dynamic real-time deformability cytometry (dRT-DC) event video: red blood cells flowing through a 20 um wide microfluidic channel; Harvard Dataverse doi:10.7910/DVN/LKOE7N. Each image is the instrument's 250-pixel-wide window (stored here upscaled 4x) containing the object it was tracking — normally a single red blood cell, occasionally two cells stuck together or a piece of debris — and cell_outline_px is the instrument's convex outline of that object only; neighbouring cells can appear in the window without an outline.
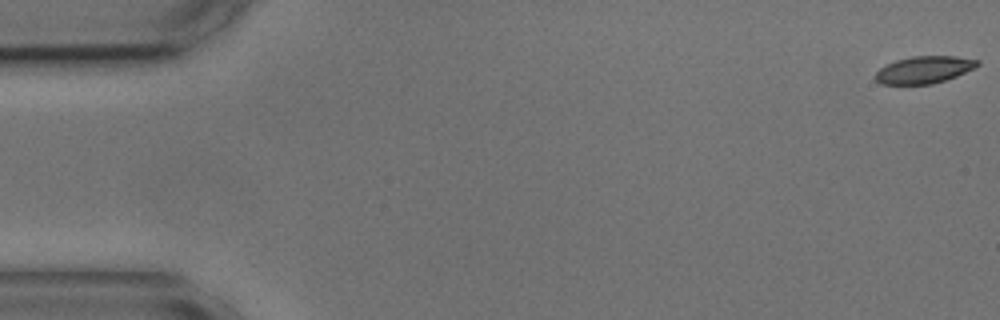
{"species": "common noctule bat (a hibernating species)", "species_latin": "Nyctalus noctula", "temperature_condition": "cold", "stored_images_in_passage": 49, "camera_frame_rate_fps": 3000, "um_per_image_px": 0.085, "animal": {"sex": "male", "body_mass_g": 17.9, "forearm_length_mm": 54.2}, "frame": {"image": 1, "passage_image": 1, "time_ms": 0.0, "image_size_px": [1000, 320], "cell_outline_px": [[980, 64], [956, 76], [932, 84], [880, 84], [876, 80], [876, 72], [880, 68], [896, 60], [912, 56], [956, 56], [980, 60]], "centroid_in_image_um": [78.55, 5.92], "position_along_channel_um": 6.5, "area_um2": 15.95}}
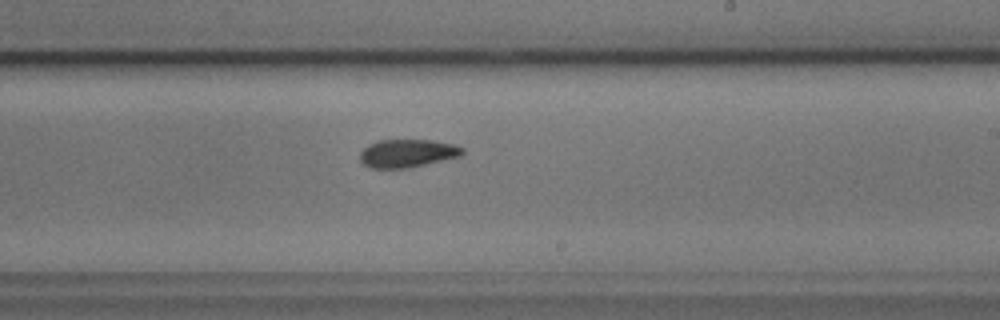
{"frame": {"image": 2, "passage_image": 33, "time_ms": 10.667, "image_size_px": [1000, 320], "cell_outline_px": [[464, 152], [460, 156], [424, 164], [404, 168], [372, 168], [364, 164], [360, 160], [360, 152], [368, 144], [376, 140], [432, 140], [452, 144], [464, 148]], "centroid_in_image_um": [34.59, 13.01], "position_along_channel_um": 254.4, "area_um2": 16.59}}
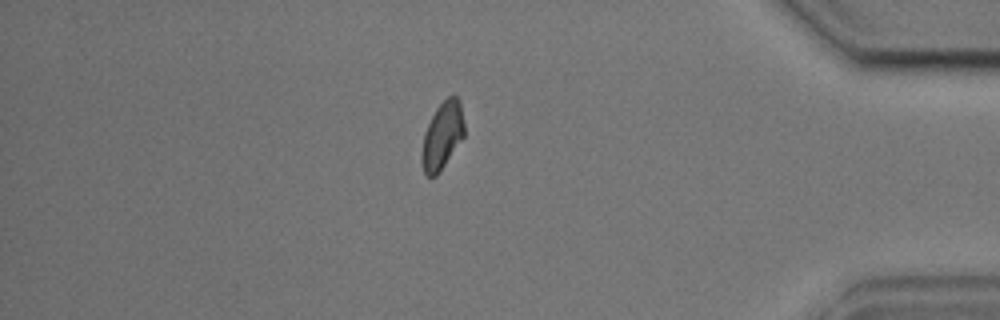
{"frame": {"image": 3, "passage_image": 48, "time_ms": 15.667, "image_size_px": [1000, 320], "cell_outline_px": [[464, 136], [436, 176], [424, 176], [420, 160], [420, 152], [424, 132], [436, 108], [448, 96], [456, 96], [460, 100], [464, 124]], "centroid_in_image_um": [37.56, 11.55], "position_along_channel_um": 397.6, "area_um2": 16.7}}